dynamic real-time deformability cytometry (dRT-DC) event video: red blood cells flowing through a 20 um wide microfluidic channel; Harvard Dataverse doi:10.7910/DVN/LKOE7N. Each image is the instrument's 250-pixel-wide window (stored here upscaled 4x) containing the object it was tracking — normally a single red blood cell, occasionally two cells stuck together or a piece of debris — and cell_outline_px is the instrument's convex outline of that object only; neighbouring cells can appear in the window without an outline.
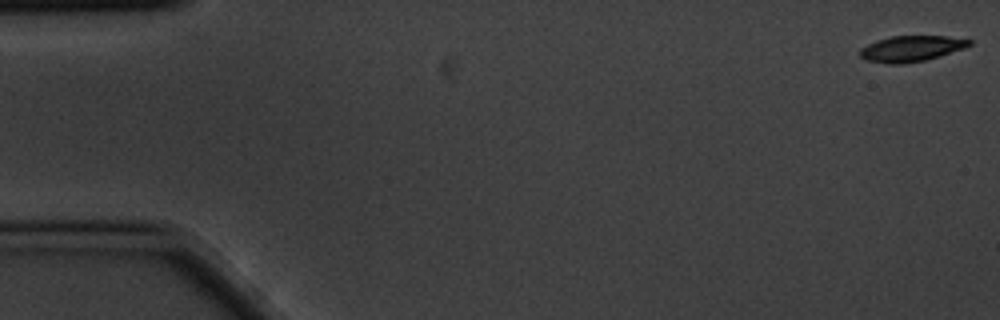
{"species": "common noctule bat (a hibernating species)", "species_latin": "Nyctalus noctula", "temperature_condition": "cold", "stored_images_in_passage": 5, "camera_frame_rate_fps": 3000, "um_per_image_px": 0.085, "animal": {"sex": "male", "body_mass_g": 20.1, "forearm_length_mm": 53.5}, "frame": {"image": 1, "passage_image": 1, "time_ms": 0.0, "image_size_px": [1000, 320], "cell_outline_px": [[972, 44], [964, 48], [940, 56], [924, 60], [904, 64], [888, 64], [868, 60], [860, 56], [860, 48], [876, 40], [892, 36], [948, 36], [972, 40]], "centroid_in_image_um": [77.46, 4.13], "position_along_channel_um": 7.5, "area_um2": 16.42}}